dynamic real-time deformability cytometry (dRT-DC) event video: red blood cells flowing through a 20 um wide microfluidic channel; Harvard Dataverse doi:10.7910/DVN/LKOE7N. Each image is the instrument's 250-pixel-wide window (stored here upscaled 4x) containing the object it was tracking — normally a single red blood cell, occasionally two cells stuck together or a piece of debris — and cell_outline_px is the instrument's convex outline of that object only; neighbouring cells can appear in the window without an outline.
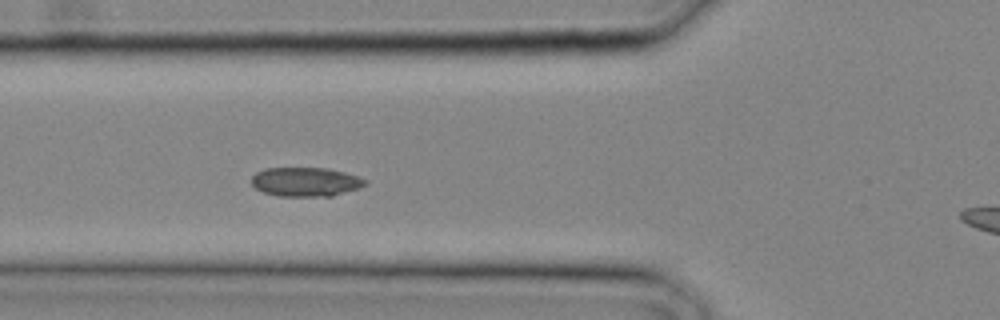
{"species": "common noctule bat (a hibernating species)", "species_latin": "Nyctalus noctula", "temperature_condition": "cold", "stored_images_in_passage": 6, "camera_frame_rate_fps": 3000, "um_per_image_px": 0.085, "animal": {"sex": "male", "body_mass_g": 20.4}, "frame": {"image": 1, "passage_image": 6, "time_ms": 1.667, "image_size_px": [1000, 320], "cell_outline_px": [[368, 184], [332, 196], [280, 196], [264, 192], [256, 188], [252, 184], [252, 176], [256, 172], [264, 168], [328, 168], [344, 172], [368, 180]], "centroid_in_image_um": [25.97, 15.45], "position_along_channel_um": 99.8, "area_um2": 19.13}}